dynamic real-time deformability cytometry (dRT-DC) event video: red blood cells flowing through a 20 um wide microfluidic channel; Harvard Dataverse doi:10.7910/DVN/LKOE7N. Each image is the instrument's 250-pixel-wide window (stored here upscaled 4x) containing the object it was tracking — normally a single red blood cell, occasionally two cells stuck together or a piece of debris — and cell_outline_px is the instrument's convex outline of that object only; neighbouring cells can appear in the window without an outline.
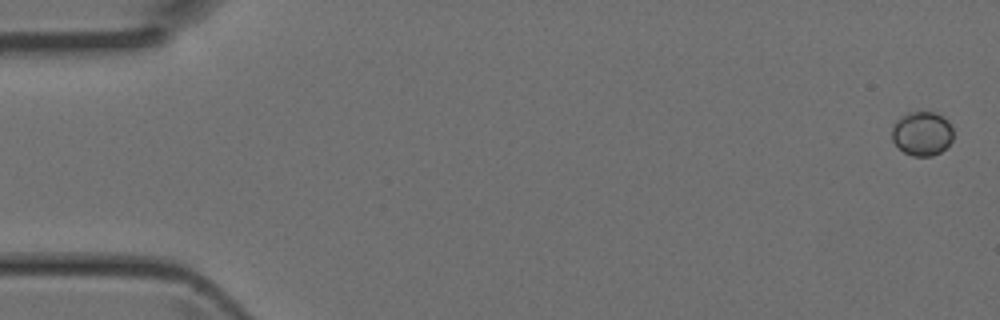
{"species": "Egyptian fruit bat (a non-hibernating species)", "species_latin": "Rousettus aegyptiacus", "temperature_condition": "room temperature", "stored_images_in_passage": 5, "camera_frame_rate_fps": 3000, "um_per_image_px": 0.085, "animal": {"sex": "female"}, "frame": {"image": 1, "passage_image": 1, "time_ms": 0.0, "image_size_px": [1000, 320], "cell_outline_px": [[952, 140], [940, 152], [932, 156], [912, 156], [904, 152], [892, 140], [892, 128], [896, 120], [908, 112], [936, 112], [944, 116], [948, 120], [952, 128]], "centroid_in_image_um": [78.38, 11.34], "position_along_channel_um": 6.6, "area_um2": 15.78}}
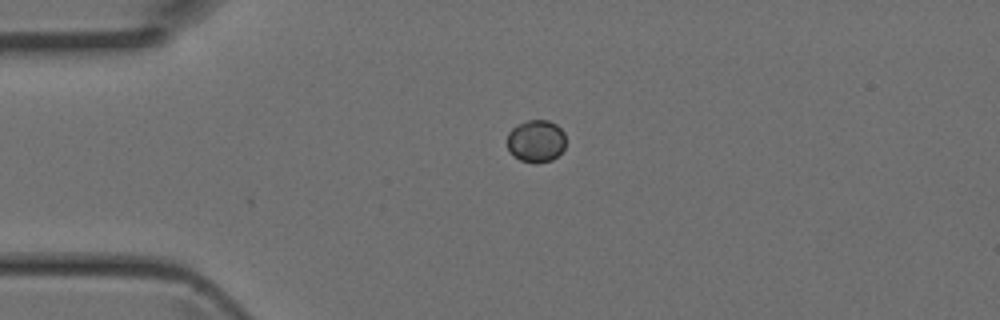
{"frame": {"image": 2, "passage_image": 4, "time_ms": 1.0, "image_size_px": [1000, 320], "cell_outline_px": [[564, 148], [552, 160], [536, 164], [520, 160], [512, 156], [508, 148], [508, 132], [516, 124], [528, 120], [548, 120], [556, 124], [564, 132]], "centroid_in_image_um": [45.54, 11.99], "position_along_channel_um": 39.5, "area_um2": 14.57}}